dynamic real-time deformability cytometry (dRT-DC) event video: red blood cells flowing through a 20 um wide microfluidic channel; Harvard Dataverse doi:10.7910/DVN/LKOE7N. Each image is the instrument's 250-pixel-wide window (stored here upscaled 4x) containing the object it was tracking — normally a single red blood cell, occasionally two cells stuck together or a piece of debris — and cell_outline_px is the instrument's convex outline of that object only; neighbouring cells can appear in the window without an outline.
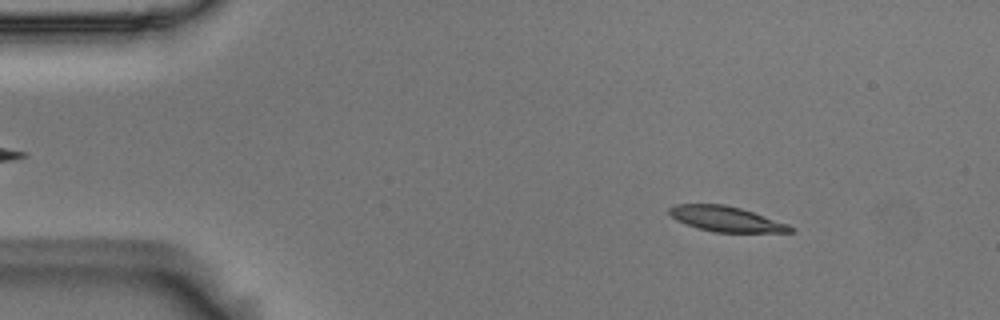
{"species": "Egyptian fruit bat (a non-hibernating species)", "species_latin": "Rousettus aegyptiacus", "temperature_condition": "room temperature", "stored_images_in_passage": 54, "camera_frame_rate_fps": 3000, "um_per_image_px": 0.085, "animal": {"sex": "male"}, "frame": {"image": 1, "passage_image": 7, "time_ms": 2.0, "image_size_px": [1000, 320], "cell_outline_px": [[796, 232], [712, 232], [676, 220], [668, 212], [668, 208], [676, 204], [724, 204], [740, 208], [788, 224], [796, 228]], "centroid_in_image_um": [61.73, 18.61], "position_along_channel_um": 23.3, "area_um2": 17.63}}
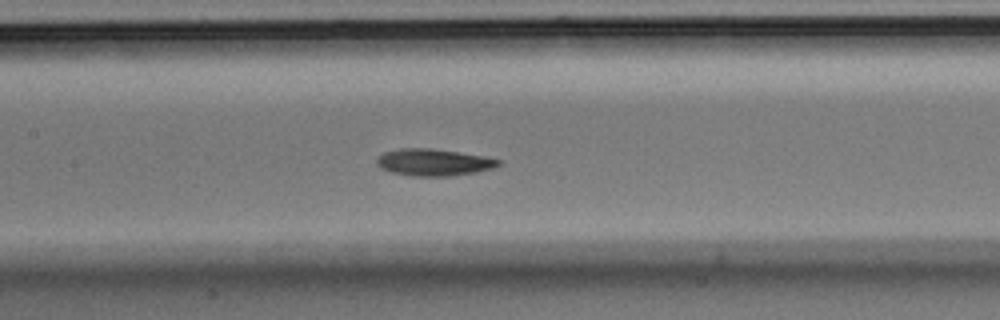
{"frame": {"image": 2, "passage_image": 25, "time_ms": 8.0, "image_size_px": [1000, 320], "cell_outline_px": [[500, 164], [492, 168], [476, 172], [452, 176], [412, 176], [392, 172], [380, 168], [376, 164], [376, 160], [384, 152], [400, 148], [432, 148], [480, 156], [500, 160]], "centroid_in_image_um": [36.8, 13.8], "position_along_channel_um": 170.6, "area_um2": 18.84}}
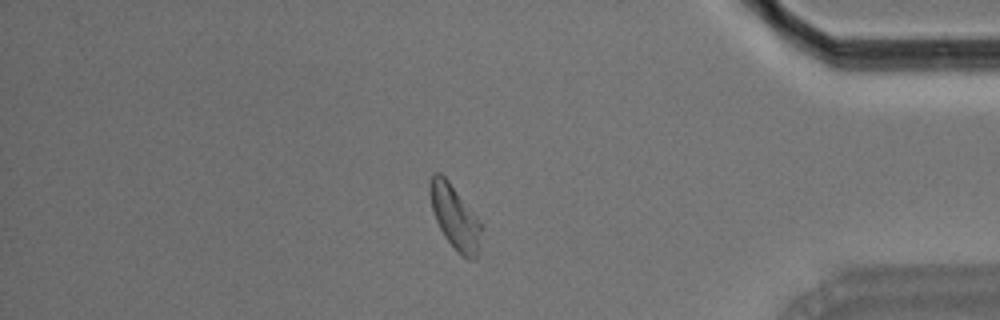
{"frame": {"image": 3, "passage_image": 46, "time_ms": 15.0, "image_size_px": [1000, 320], "cell_outline_px": [[484, 228], [476, 260], [468, 260], [460, 256], [456, 252], [444, 236], [436, 220], [432, 208], [428, 192], [428, 184], [432, 172], [440, 172], [448, 180], [476, 216]], "centroid_in_image_um": [38.67, 18.48], "position_along_channel_um": 396.5, "area_um2": 19.54}, "authors_computed_cell_mechanics": {"area_um2": 18.6694, "velocity_mm_per_s": 3.6859, "shape_relaxation_time_tau1_ms": 3.5771, "shape_relaxation_time_tau2_ms": null, "deformation_change_tau1": 0.1359, "deformation_change_tau2": null}}